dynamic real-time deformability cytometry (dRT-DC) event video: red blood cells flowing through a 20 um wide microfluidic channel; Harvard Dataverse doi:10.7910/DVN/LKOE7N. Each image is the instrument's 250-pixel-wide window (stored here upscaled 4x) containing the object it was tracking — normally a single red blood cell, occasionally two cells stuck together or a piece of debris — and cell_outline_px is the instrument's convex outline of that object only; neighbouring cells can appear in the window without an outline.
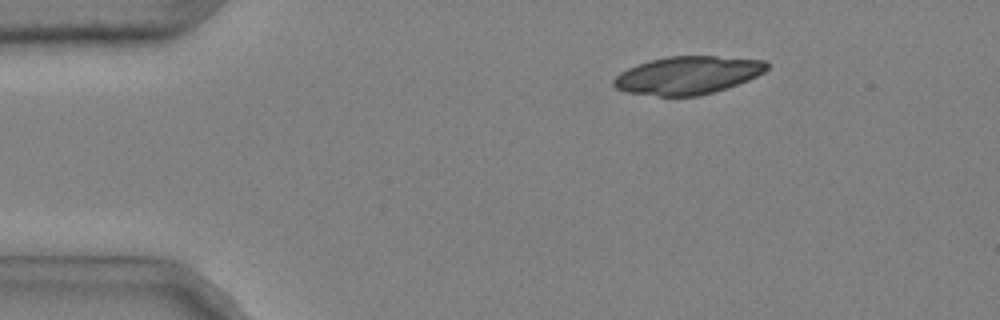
{"species": "common noctule bat (a hibernating species)", "species_latin": "Nyctalus noctula", "temperature_condition": "cold", "stored_images_in_passage": 3, "camera_frame_rate_fps": 3000, "um_per_image_px": 0.085, "animal": {"sex": "male", "body_mass_g": 20.4}, "frame": {"image": 1, "passage_image": 1, "time_ms": 0.0, "image_size_px": [1000, 320], "cell_outline_px": [[768, 68], [764, 72], [748, 80], [700, 96], [660, 96], [624, 92], [616, 88], [612, 84], [612, 80], [620, 72], [636, 64], [668, 56], [716, 56], [764, 60], [768, 64]], "centroid_in_image_um": [58.42, 6.39], "position_along_channel_um": 26.6, "area_um2": 33.76}}